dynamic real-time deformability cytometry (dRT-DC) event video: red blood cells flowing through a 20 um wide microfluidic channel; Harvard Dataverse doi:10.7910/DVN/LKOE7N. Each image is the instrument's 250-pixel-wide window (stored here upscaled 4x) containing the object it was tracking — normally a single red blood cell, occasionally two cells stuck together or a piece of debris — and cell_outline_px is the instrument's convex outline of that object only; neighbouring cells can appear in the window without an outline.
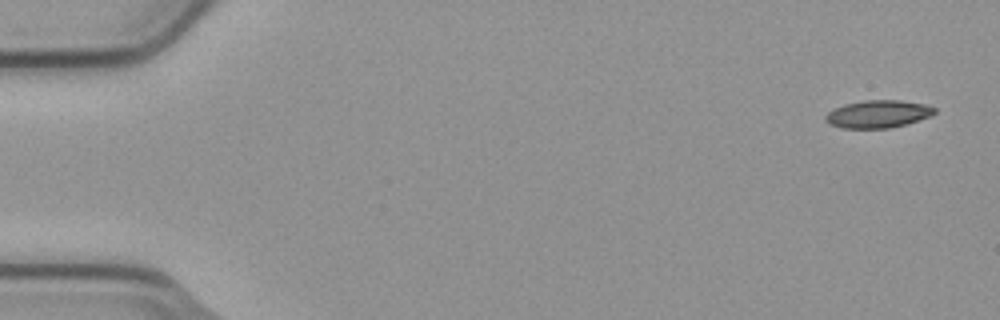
{"species": "common noctule bat (a hibernating species)", "species_latin": "Nyctalus noctula", "temperature_condition": "cold", "stored_images_in_passage": 5, "camera_frame_rate_fps": 3000, "um_per_image_px": 0.085, "animal": {"sex": "male", "body_mass_g": 23.1, "forearm_length_mm": 52.7}, "frame": {"image": 1, "passage_image": 1, "time_ms": 0.0, "image_size_px": [1000, 320], "cell_outline_px": [[936, 112], [928, 116], [908, 124], [888, 128], [840, 128], [828, 124], [824, 120], [824, 116], [828, 112], [844, 104], [864, 100], [900, 100], [924, 104], [936, 108]], "centroid_in_image_um": [74.59, 9.69], "position_along_channel_um": 10.4, "area_um2": 17.57}}